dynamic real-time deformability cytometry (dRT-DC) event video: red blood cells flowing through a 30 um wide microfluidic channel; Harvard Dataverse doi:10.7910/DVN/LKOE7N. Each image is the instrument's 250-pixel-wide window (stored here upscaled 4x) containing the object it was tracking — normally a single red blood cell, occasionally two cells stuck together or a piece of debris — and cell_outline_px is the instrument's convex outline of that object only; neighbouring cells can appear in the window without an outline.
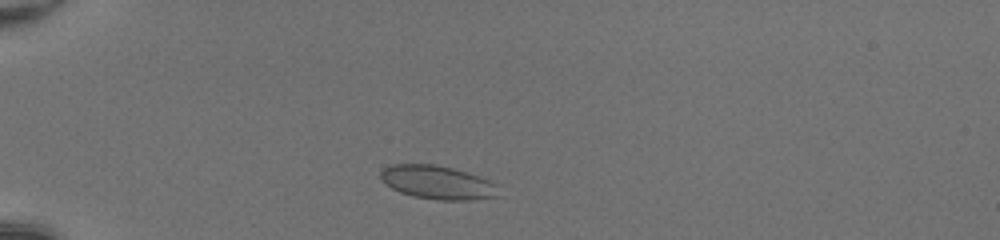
{"species": "common noctule bat (a hibernating species)", "species_latin": "Nyctalus noctula", "temperature_condition": "room temperature", "stored_images_in_passage": 40, "camera_frame_rate_fps": 3000, "um_per_image_px": 0.085, "animal": {"sex": "female", "body_mass_g": 20.0, "forearm_length_mm": 54.0}, "frame": {"image": 1, "passage_image": 5, "time_ms": 1.333, "image_size_px": [1000, 240], "cell_outline_px": [[500, 196], [472, 200], [436, 200], [412, 196], [400, 192], [384, 184], [380, 180], [380, 172], [384, 168], [392, 164], [436, 164], [468, 172], [488, 180], [496, 184]], "centroid_in_image_um": [37.17, 15.51], "position_along_channel_um": 47.8, "area_um2": 23.29}}
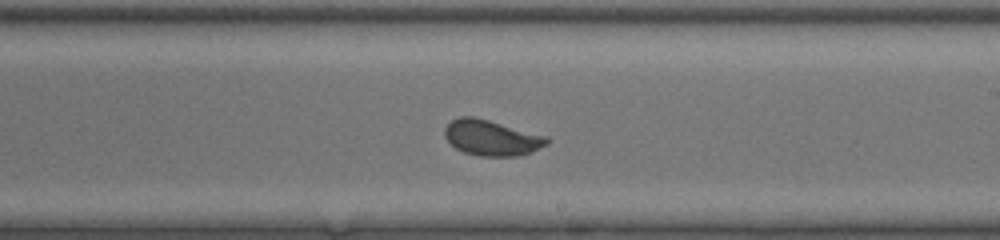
{"frame": {"image": 2, "passage_image": 22, "time_ms": 7.0, "image_size_px": [1000, 240], "cell_outline_px": [[548, 144], [532, 152], [520, 156], [476, 156], [464, 152], [456, 148], [444, 136], [444, 128], [452, 120], [460, 116], [472, 116], [488, 120], [548, 136]], "centroid_in_image_um": [41.79, 11.72], "position_along_channel_um": 247.2, "area_um2": 21.21}}
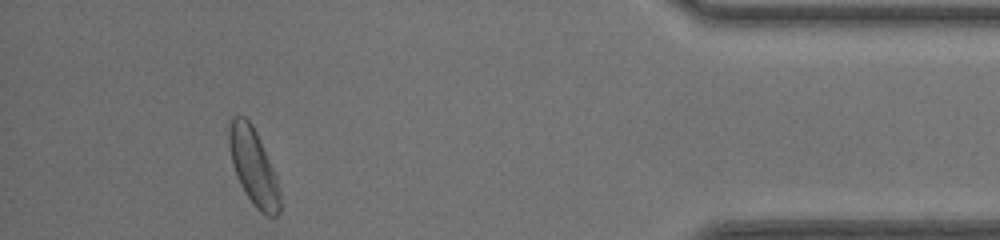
{"frame": {"image": 3, "passage_image": 37, "time_ms": 12.0, "image_size_px": [1000, 240], "cell_outline_px": [[280, 212], [276, 216], [268, 216], [260, 212], [248, 196], [240, 184], [232, 164], [228, 144], [228, 124], [232, 116], [244, 116], [252, 124], [256, 132], [276, 176], [280, 196]], "centroid_in_image_um": [21.52, 14.14], "position_along_channel_um": 413.7, "area_um2": 22.43}, "authors_computed_cell_mechanics": {"area_um2": 21.2415, "velocity_mm_per_s": 4.2008, "shape_relaxation_time_tau1_ms": 4.8287, "shape_relaxation_time_tau2_ms": null, "deformation_change_tau1": 0.1303, "deformation_change_tau2": null}}